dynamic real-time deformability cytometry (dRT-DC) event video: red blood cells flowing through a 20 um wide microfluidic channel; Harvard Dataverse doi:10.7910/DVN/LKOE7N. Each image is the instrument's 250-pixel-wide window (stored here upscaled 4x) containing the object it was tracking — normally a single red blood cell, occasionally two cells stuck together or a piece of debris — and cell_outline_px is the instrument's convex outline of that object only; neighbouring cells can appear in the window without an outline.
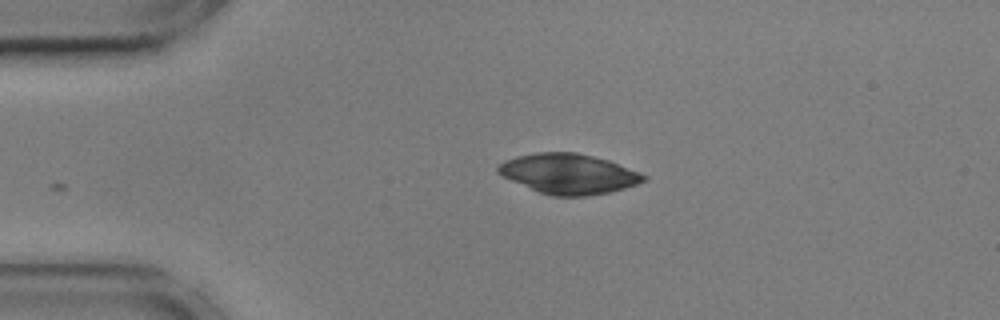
{"species": "common noctule bat (a hibernating species)", "species_latin": "Nyctalus noctula", "temperature_condition": "cold", "stored_images_in_passage": 39, "camera_frame_rate_fps": 3000, "um_per_image_px": 0.085, "animal": {"sex": "male", "body_mass_g": 17.9, "forearm_length_mm": 54.2}, "frame": {"image": 1, "passage_image": 1, "time_ms": 0.0, "image_size_px": [1000, 320], "cell_outline_px": [[648, 180], [624, 188], [608, 192], [588, 196], [552, 196], [540, 192], [512, 180], [496, 172], [496, 168], [504, 160], [516, 156], [536, 152], [576, 152], [608, 160], [640, 172], [648, 176]], "centroid_in_image_um": [48.35, 14.76], "position_along_channel_um": 36.6, "area_um2": 33.81}}